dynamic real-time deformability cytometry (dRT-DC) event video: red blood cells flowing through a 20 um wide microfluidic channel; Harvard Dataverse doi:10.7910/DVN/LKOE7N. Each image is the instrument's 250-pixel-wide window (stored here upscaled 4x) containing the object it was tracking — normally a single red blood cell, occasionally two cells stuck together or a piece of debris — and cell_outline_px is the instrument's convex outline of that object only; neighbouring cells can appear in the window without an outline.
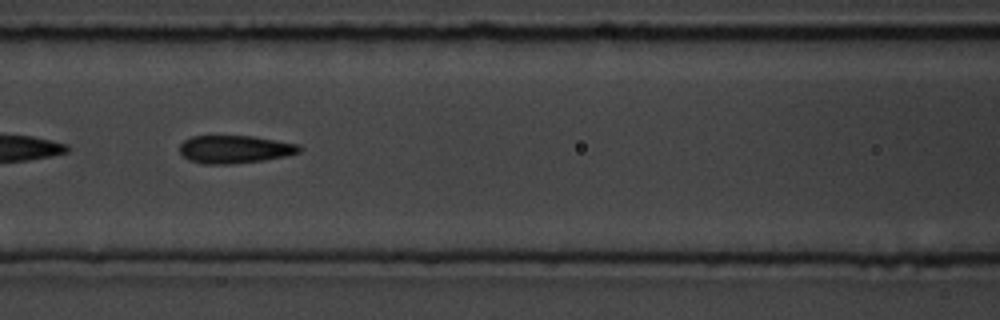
{"species": "common noctule bat (a hibernating species)", "species_latin": "Nyctalus noctula", "temperature_condition": "room temperature", "stored_images_in_passage": 15, "camera_frame_rate_fps": 3000, "um_per_image_px": 0.085, "animal": {"sex": "male", "body_mass_g": 19.5, "forearm_length_mm": 54.6}, "frame": {"image": 1, "passage_image": 7, "time_ms": 6.667, "image_size_px": [1000, 320], "cell_outline_px": [[300, 152], [284, 156], [264, 160], [232, 164], [204, 164], [188, 160], [180, 152], [180, 144], [184, 140], [192, 136], [252, 136], [300, 144]], "centroid_in_image_um": [19.94, 12.69], "position_along_channel_um": 146.7, "area_um2": 19.42}}
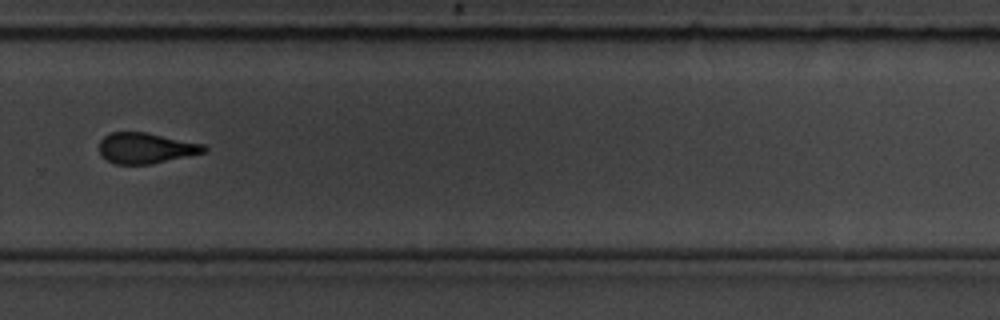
{"frame": {"image": 2, "passage_image": 11, "time_ms": 11.333, "image_size_px": [1000, 320], "cell_outline_px": [[208, 148], [204, 152], [152, 164], [116, 164], [100, 156], [100, 140], [104, 136], [112, 132], [144, 132], [204, 144]], "centroid_in_image_um": [12.37, 12.59], "position_along_channel_um": 317.4, "area_um2": 18.55}, "authors_computed_cell_mechanics": {"area_um2": 19.652, "velocity_mm_per_s": 3.6793, "shape_relaxation_time_tau1_ms": 4.0398, "shape_relaxation_time_tau2_ms": 1.2954, "deformation_change_tau1": 0.1079, "deformation_change_tau2": 0.0593}}